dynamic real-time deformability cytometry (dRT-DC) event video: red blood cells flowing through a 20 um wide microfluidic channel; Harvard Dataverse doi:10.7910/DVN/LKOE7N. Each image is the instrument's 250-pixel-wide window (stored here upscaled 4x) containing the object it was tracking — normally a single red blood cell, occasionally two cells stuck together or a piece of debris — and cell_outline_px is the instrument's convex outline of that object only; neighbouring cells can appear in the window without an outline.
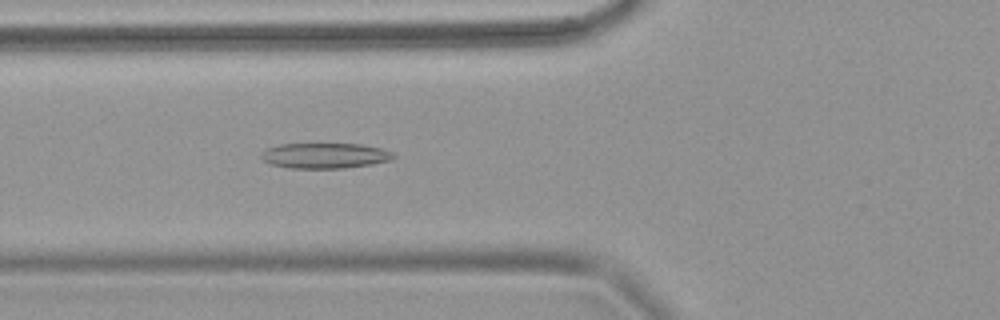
{"species": "common noctule bat (a hibernating species)", "species_latin": "Nyctalus noctula", "temperature_condition": "warm", "stored_images_in_passage": 66, "camera_frame_rate_fps": 3000, "um_per_image_px": 0.085, "animal": {"sex": "female", "body_mass_g": 18.4}, "frame": {"image": 1, "passage_image": 26, "time_ms": 8.333, "image_size_px": [1000, 320], "cell_outline_px": [[396, 156], [392, 160], [372, 164], [344, 168], [288, 168], [268, 164], [260, 156], [260, 152], [264, 148], [280, 144], [360, 144], [380, 148], [392, 152]], "centroid_in_image_um": [27.56, 13.23], "position_along_channel_um": 98.2, "area_um2": 19.77}}
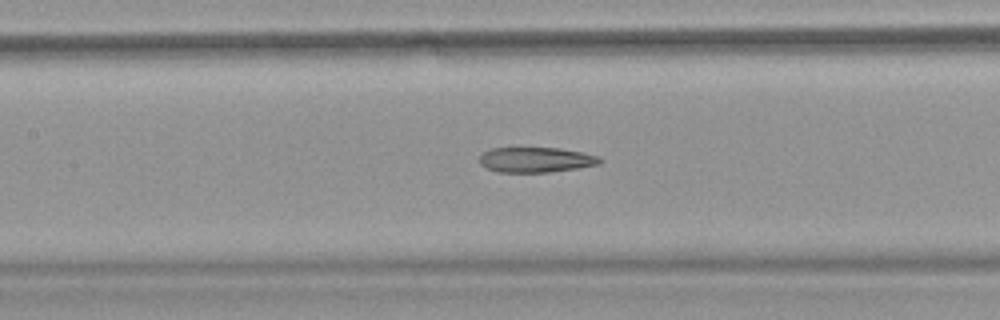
{"frame": {"image": 2, "passage_image": 32, "time_ms": 10.333, "image_size_px": [1000, 320], "cell_outline_px": [[604, 160], [600, 164], [580, 168], [548, 172], [496, 172], [484, 168], [480, 164], [480, 156], [484, 152], [492, 148], [560, 148], [584, 152], [600, 156]], "centroid_in_image_um": [45.59, 13.58], "position_along_channel_um": 161.8, "area_um2": 17.92}}
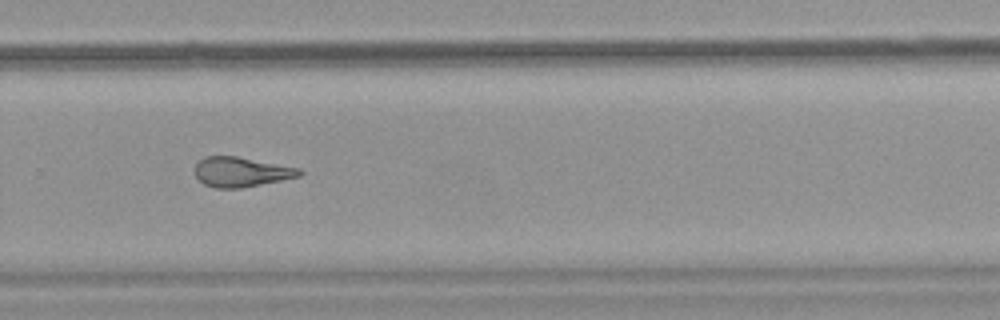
{"frame": {"image": 3, "passage_image": 46, "time_ms": 15.0, "image_size_px": [1000, 320], "cell_outline_px": [[304, 172], [300, 176], [240, 188], [216, 188], [204, 184], [196, 176], [192, 168], [204, 156], [236, 156], [300, 168]], "centroid_in_image_um": [20.47, 14.6], "position_along_channel_um": 309.3, "area_um2": 18.09}}